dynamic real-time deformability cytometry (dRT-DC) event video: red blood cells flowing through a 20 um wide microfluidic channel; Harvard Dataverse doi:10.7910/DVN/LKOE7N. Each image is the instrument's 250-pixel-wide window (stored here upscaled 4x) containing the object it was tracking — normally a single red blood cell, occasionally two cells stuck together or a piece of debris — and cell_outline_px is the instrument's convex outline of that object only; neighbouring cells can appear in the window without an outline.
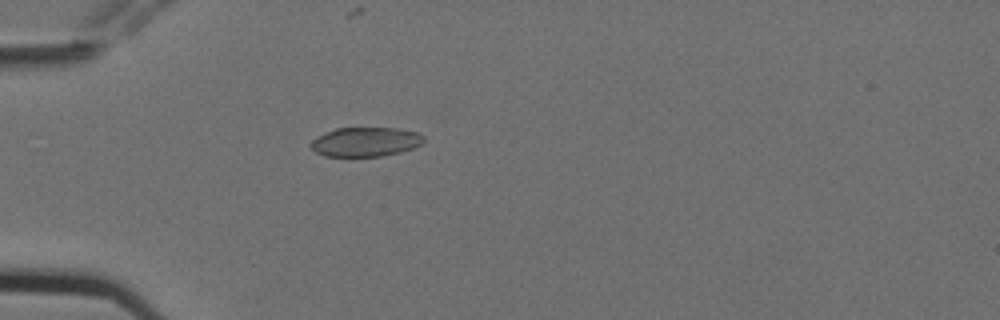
{"species": "Egyptian fruit bat (a non-hibernating species)", "species_latin": "Rousettus aegyptiacus", "temperature_condition": "cold", "stored_images_in_passage": 2, "camera_frame_rate_fps": 3000, "um_per_image_px": 0.085, "animal": {"sex": "female"}, "frame": {"image": 1, "passage_image": 1, "time_ms": 0.0, "image_size_px": [1000, 320], "cell_outline_px": [[424, 140], [420, 144], [412, 148], [400, 152], [380, 156], [324, 156], [316, 152], [312, 148], [312, 140], [336, 128], [400, 128], [416, 132], [424, 136]], "centroid_in_image_um": [31.1, 12.05], "position_along_channel_um": 53.9, "area_um2": 18.96}}